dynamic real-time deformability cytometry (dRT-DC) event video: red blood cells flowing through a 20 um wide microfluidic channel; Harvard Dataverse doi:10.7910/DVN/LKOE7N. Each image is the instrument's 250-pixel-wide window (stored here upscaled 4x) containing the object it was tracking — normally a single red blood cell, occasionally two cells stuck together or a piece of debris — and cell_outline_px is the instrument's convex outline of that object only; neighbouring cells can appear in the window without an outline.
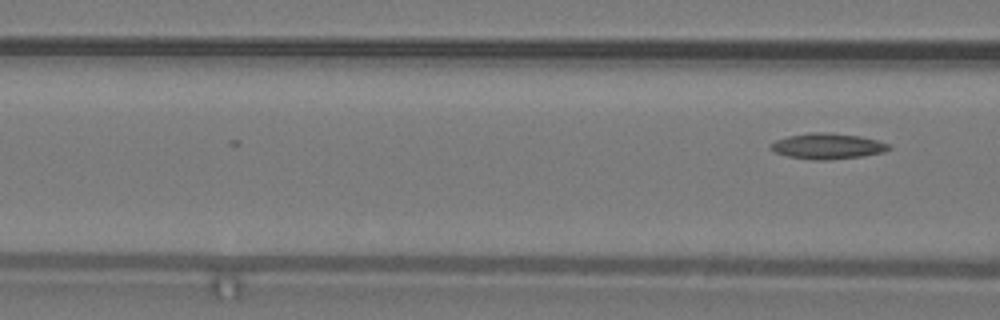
{"species": "common noctule bat (a hibernating species)", "species_latin": "Nyctalus noctula", "temperature_condition": "warm", "stored_images_in_passage": 6, "camera_frame_rate_fps": 3000, "um_per_image_px": 0.085, "animal": {"sex": "male", "body_mass_g": 19.2, "forearm_length_mm": 51.8}, "frame": {"image": 1, "passage_image": 6, "time_ms": 1.667, "image_size_px": [1000, 320], "cell_outline_px": [[892, 148], [884, 152], [860, 156], [828, 160], [812, 160], [788, 156], [776, 152], [768, 148], [776, 140], [788, 136], [812, 132], [828, 132], [860, 136], [876, 140], [888, 144]], "centroid_in_image_um": [70.33, 12.42], "position_along_channel_um": 96.3, "area_um2": 17.57}}